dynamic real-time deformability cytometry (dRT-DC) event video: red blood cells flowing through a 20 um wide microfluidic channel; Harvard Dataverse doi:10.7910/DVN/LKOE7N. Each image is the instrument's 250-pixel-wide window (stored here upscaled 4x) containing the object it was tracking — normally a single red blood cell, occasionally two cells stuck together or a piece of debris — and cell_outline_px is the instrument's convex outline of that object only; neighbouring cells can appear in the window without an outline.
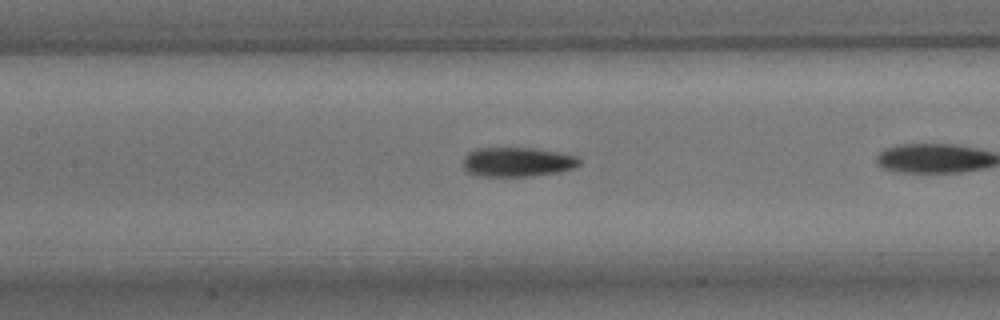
{"species": "common noctule bat (a hibernating species)", "species_latin": "Nyctalus noctula", "temperature_condition": "room temperature", "stored_images_in_passage": 25, "camera_frame_rate_fps": 3000, "um_per_image_px": 0.085, "animal": {"sex": "male", "body_mass_g": 15.6}, "frame": {"image": 1, "passage_image": 8, "time_ms": 2.333, "image_size_px": [1000, 320], "cell_outline_px": [[580, 164], [572, 168], [560, 172], [532, 176], [476, 176], [464, 172], [460, 164], [464, 156], [468, 152], [476, 148], [532, 148], [556, 152], [576, 156], [580, 160]], "centroid_in_image_um": [43.87, 13.78], "position_along_channel_um": 163.5, "area_um2": 20.23}}
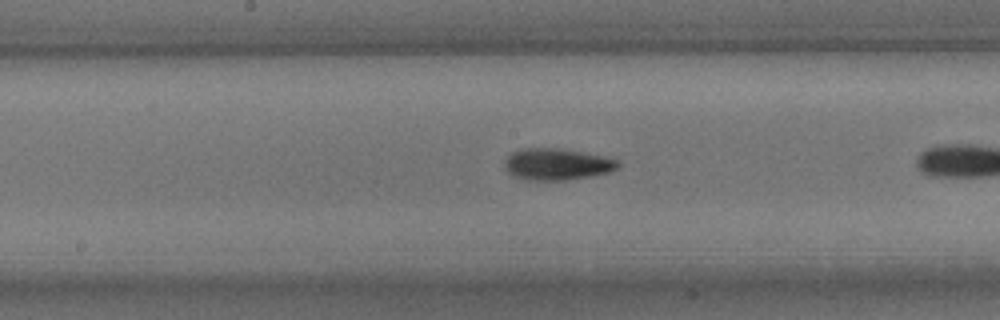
{"frame": {"image": 2, "passage_image": 11, "time_ms": 3.333, "image_size_px": [1000, 320], "cell_outline_px": [[620, 164], [616, 168], [608, 172], [592, 176], [564, 180], [524, 180], [508, 172], [504, 168], [504, 164], [508, 156], [512, 152], [520, 148], [560, 148], [604, 156], [616, 160]], "centroid_in_image_um": [47.31, 13.95], "position_along_channel_um": 200.9, "area_um2": 20.81}}